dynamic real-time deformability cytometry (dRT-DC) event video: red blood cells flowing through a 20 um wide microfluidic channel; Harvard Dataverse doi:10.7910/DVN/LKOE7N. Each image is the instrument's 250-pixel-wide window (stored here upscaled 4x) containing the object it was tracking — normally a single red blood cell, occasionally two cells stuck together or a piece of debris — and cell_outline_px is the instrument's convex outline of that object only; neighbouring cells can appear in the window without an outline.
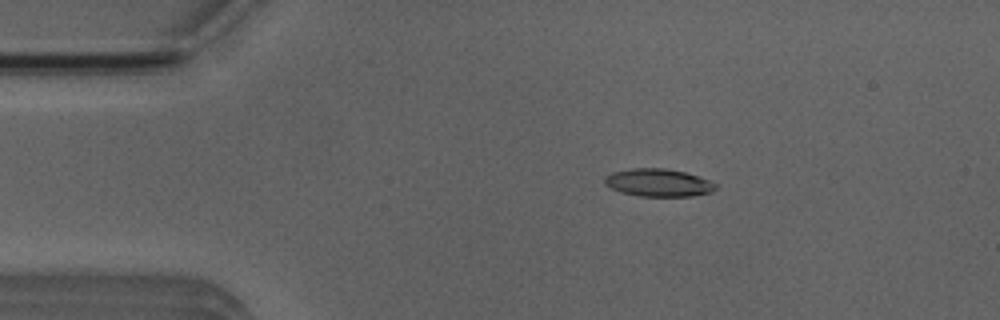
{"species": "Egyptian fruit bat (a non-hibernating species)", "species_latin": "Rousettus aegyptiacus", "temperature_condition": "room temperature", "stored_images_in_passage": 4, "camera_frame_rate_fps": 3000, "um_per_image_px": 0.085, "animal": {"sex": "male"}, "frame": {"image": 1, "passage_image": 1, "time_ms": 0.0, "image_size_px": [1000, 320], "cell_outline_px": [[716, 188], [712, 192], [692, 196], [640, 196], [620, 192], [604, 184], [604, 176], [612, 172], [632, 168], [664, 168], [684, 172], [708, 180], [716, 184]], "centroid_in_image_um": [55.92, 15.53], "position_along_channel_um": 29.1, "area_um2": 17.86}}
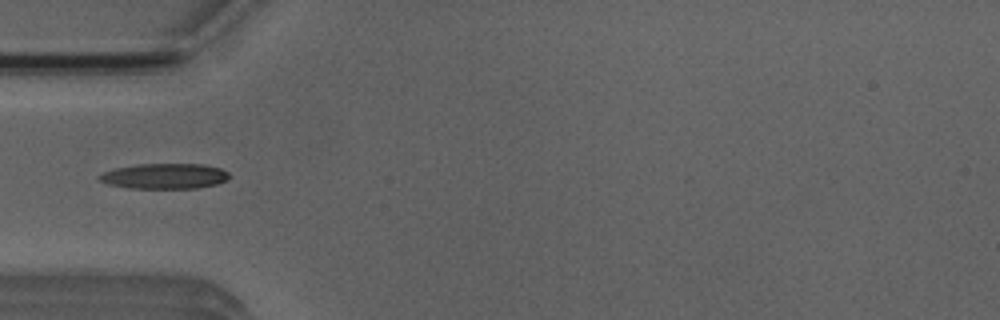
{"frame": {"image": 2, "passage_image": 3, "time_ms": 2.333, "image_size_px": [1000, 320], "cell_outline_px": [[232, 176], [228, 180], [216, 184], [196, 188], [128, 188], [108, 184], [100, 180], [96, 176], [112, 168], [136, 164], [204, 164], [220, 168], [228, 172]], "centroid_in_image_um": [13.99, 14.96], "position_along_channel_um": 71.0, "area_um2": 19.42}}